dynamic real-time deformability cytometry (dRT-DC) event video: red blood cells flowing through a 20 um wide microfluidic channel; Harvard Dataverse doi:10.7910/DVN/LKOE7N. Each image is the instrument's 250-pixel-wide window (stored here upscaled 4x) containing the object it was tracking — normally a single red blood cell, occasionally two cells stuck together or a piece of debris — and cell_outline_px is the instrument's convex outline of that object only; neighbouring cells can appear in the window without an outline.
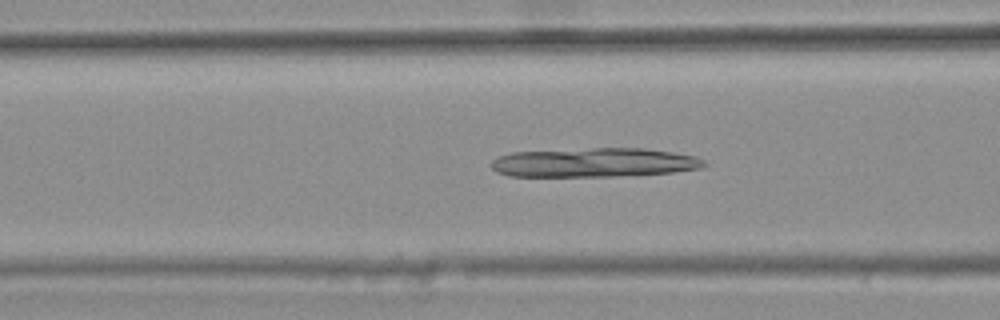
{"species": "common noctule bat (a hibernating species)", "species_latin": "Nyctalus noctula", "temperature_condition": "warm", "stored_images_in_passage": 39, "camera_frame_rate_fps": 3000, "um_per_image_px": 0.085, "animal": {"sex": "female", "body_mass_g": 25.1}, "frame": {"image": 1, "passage_image": 14, "time_ms": 4.333, "image_size_px": [1000, 320], "cell_outline_px": [[708, 164], [700, 168], [672, 172], [616, 176], [508, 176], [496, 172], [492, 168], [492, 160], [500, 156], [512, 152], [592, 148], [644, 148], [672, 152], [696, 156], [704, 160]], "centroid_in_image_um": [50.51, 13.81], "position_along_channel_um": 116.1, "area_um2": 36.07}}
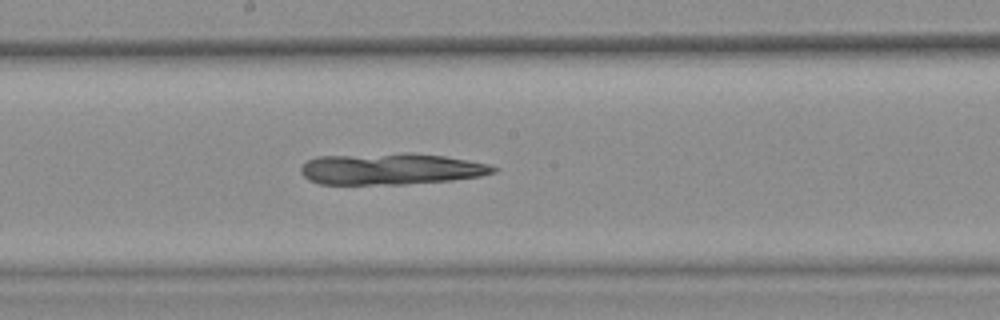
{"frame": {"image": 2, "passage_image": 22, "time_ms": 7.0, "image_size_px": [1000, 320], "cell_outline_px": [[496, 172], [480, 176], [452, 180], [404, 184], [320, 184], [308, 180], [300, 172], [300, 164], [316, 156], [404, 152], [412, 152], [444, 156], [488, 164], [496, 168]], "centroid_in_image_um": [33.16, 14.34], "position_along_channel_um": 215.0, "area_um2": 35.6}}
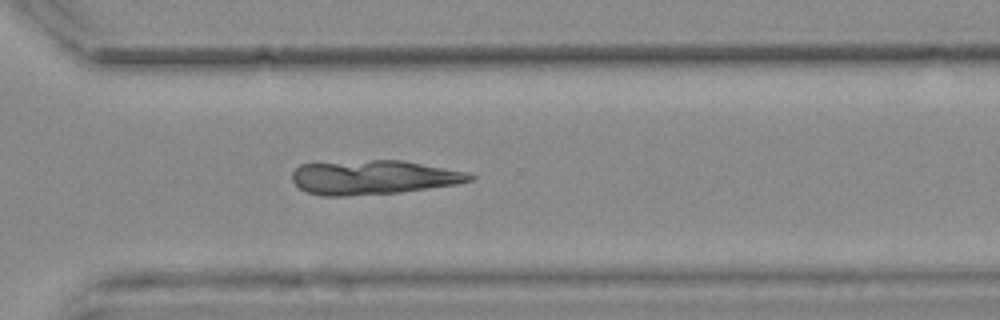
{"frame": {"image": 3, "passage_image": 32, "time_ms": 10.333, "image_size_px": [1000, 320], "cell_outline_px": [[476, 176], [472, 180], [456, 184], [400, 192], [348, 196], [324, 196], [308, 192], [300, 188], [292, 180], [292, 172], [300, 164], [372, 160], [404, 160], [468, 172]], "centroid_in_image_um": [31.75, 15.07], "position_along_channel_um": 338.8, "area_um2": 35.37}}